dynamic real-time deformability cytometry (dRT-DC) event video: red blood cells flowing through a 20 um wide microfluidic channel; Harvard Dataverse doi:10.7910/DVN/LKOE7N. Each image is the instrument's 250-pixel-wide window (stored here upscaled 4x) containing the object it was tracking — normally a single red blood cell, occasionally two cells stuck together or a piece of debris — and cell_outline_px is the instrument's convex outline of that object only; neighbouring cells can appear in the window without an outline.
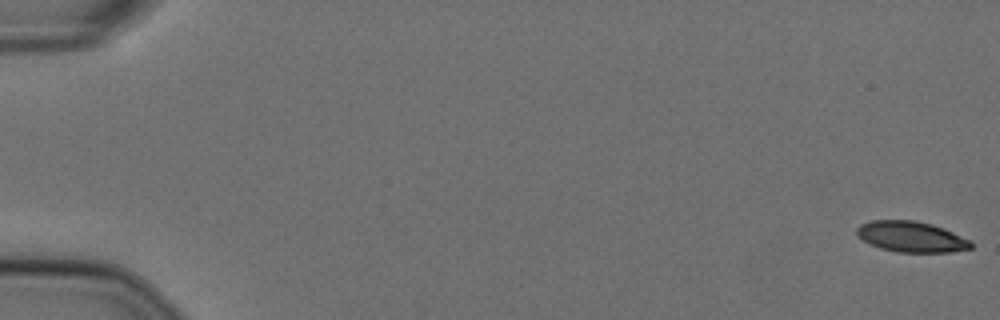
{"species": "Egyptian fruit bat (a non-hibernating species)", "species_latin": "Rousettus aegyptiacus", "temperature_condition": "cold", "stored_images_in_passage": 57, "camera_frame_rate_fps": 3000, "um_per_image_px": 0.085, "animal": {"sex": "female"}, "frame": {"image": 1, "passage_image": 1, "time_ms": 0.0, "image_size_px": [1000, 320], "cell_outline_px": [[972, 248], [952, 252], [896, 252], [880, 248], [864, 240], [856, 232], [856, 228], [860, 224], [872, 220], [916, 220], [932, 224], [944, 228], [972, 240]], "centroid_in_image_um": [77.5, 20.12], "position_along_channel_um": 7.5, "area_um2": 20.52}}
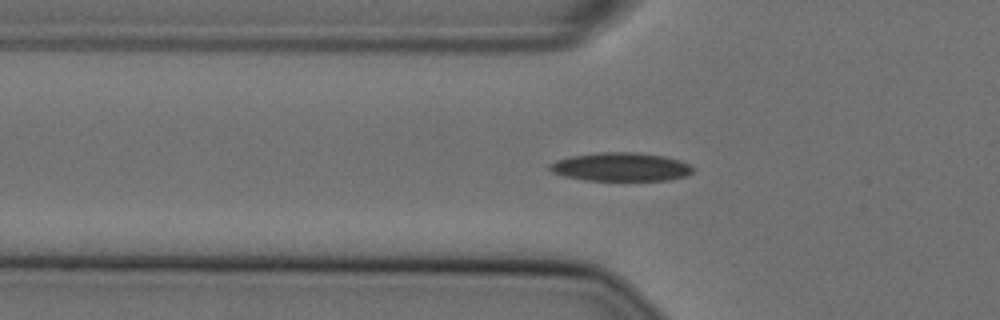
{"frame": {"image": 2, "passage_image": 20, "time_ms": 6.333, "image_size_px": [1000, 320], "cell_outline_px": [[696, 168], [688, 176], [668, 180], [588, 180], [564, 176], [552, 172], [548, 168], [548, 164], [556, 160], [568, 156], [600, 152], [636, 152], [664, 156], [680, 160], [692, 164]], "centroid_in_image_um": [52.8, 14.18], "position_along_channel_um": 73.0, "area_um2": 24.1}}
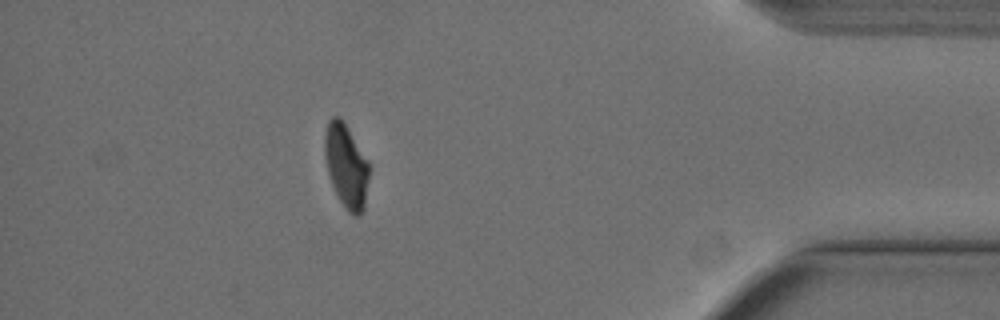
{"frame": {"image": 3, "passage_image": 51, "time_ms": 16.667, "image_size_px": [1000, 320], "cell_outline_px": [[368, 180], [364, 208], [356, 216], [352, 216], [348, 212], [340, 200], [332, 184], [328, 172], [324, 156], [324, 136], [328, 120], [332, 116], [340, 116], [344, 120], [368, 160]], "centroid_in_image_um": [29.41, 14.04], "position_along_channel_um": 405.8, "area_um2": 21.68}, "authors_computed_cell_mechanics": {"area_um2": 22.831, "velocity_mm_per_s": 3.6047, "shape_relaxation_time_tau1_ms": null, "shape_relaxation_time_tau2_ms": 3.8611, "deformation_change_tau1": null, "deformation_change_tau2": 0.0873}}